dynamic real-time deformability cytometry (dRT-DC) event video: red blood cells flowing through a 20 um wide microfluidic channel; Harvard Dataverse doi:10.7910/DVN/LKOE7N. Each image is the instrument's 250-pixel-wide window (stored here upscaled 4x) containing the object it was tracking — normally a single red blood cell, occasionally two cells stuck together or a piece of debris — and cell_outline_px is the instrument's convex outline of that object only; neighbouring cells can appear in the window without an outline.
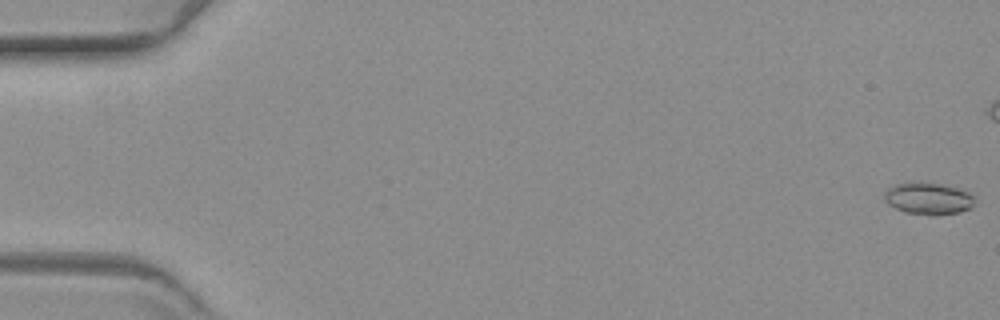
{"species": "common noctule bat (a hibernating species)", "species_latin": "Nyctalus noctula", "temperature_condition": "warm", "stored_images_in_passage": 50, "camera_frame_rate_fps": 3000, "um_per_image_px": 0.085, "animal": {"sex": "female", "body_mass_g": 19.3, "forearm_length_mm": 54.1}, "frame": {"image": 1, "passage_image": 1, "time_ms": 0.0, "image_size_px": [1000, 320], "cell_outline_px": [[976, 200], [972, 208], [960, 212], [936, 216], [928, 216], [904, 212], [888, 204], [884, 200], [884, 192], [888, 188], [896, 184], [908, 180], [912, 180], [940, 184], [960, 188], [976, 196]], "centroid_in_image_um": [78.92, 16.87], "position_along_channel_um": 6.1, "area_um2": 17.57}}
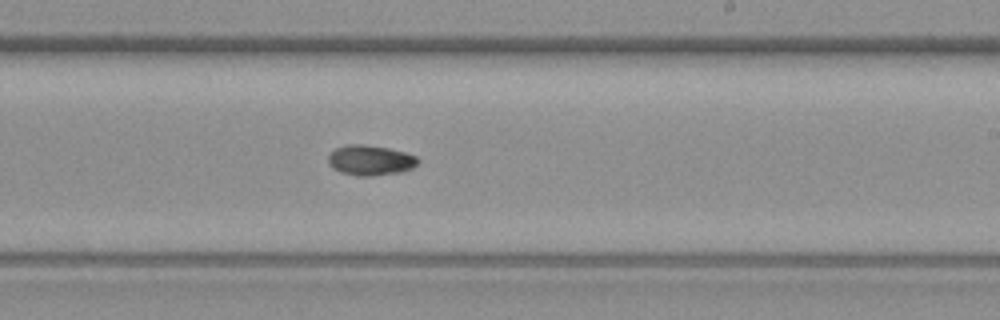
{"frame": {"image": 2, "passage_image": 36, "time_ms": 11.667, "image_size_px": [1000, 320], "cell_outline_px": [[420, 160], [412, 168], [404, 172], [368, 176], [356, 176], [340, 172], [332, 168], [328, 164], [328, 156], [336, 148], [348, 144], [364, 144], [388, 148], [404, 152], [416, 156]], "centroid_in_image_um": [31.47, 13.63], "position_along_channel_um": 257.5, "area_um2": 15.9}}
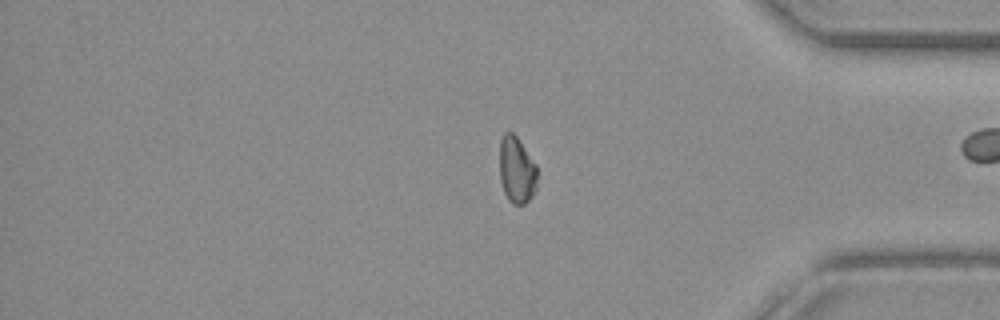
{"frame": {"image": 3, "passage_image": 49, "time_ms": 16.0, "image_size_px": [1000, 320], "cell_outline_px": [[536, 192], [524, 204], [512, 204], [508, 200], [504, 192], [500, 180], [500, 140], [504, 132], [512, 132], [516, 136], [536, 164]], "centroid_in_image_um": [43.91, 14.46], "position_along_channel_um": 391.3, "area_um2": 14.62}}